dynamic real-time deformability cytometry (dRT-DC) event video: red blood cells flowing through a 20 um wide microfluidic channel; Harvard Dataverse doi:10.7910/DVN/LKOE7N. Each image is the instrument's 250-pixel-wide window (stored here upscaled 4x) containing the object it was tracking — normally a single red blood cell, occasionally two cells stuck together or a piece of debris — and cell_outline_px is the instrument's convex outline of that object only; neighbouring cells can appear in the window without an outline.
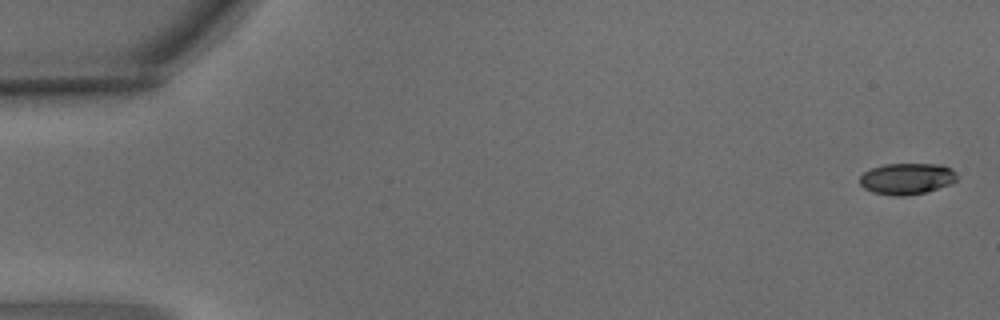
{"species": "common noctule bat (a hibernating species)", "species_latin": "Nyctalus noctula", "temperature_condition": "warm", "stored_images_in_passage": 7, "camera_frame_rate_fps": 3000, "um_per_image_px": 0.085, "animal": {"sex": "male", "body_mass_g": 15.6}, "frame": {"image": 1, "passage_image": 1, "time_ms": 0.0, "image_size_px": [1000, 320], "cell_outline_px": [[960, 176], [952, 184], [924, 192], [904, 196], [892, 196], [872, 192], [864, 188], [860, 184], [860, 176], [864, 172], [872, 168], [884, 164], [940, 164], [952, 168]], "centroid_in_image_um": [77.11, 15.19], "position_along_channel_um": 7.9, "area_um2": 17.92}}
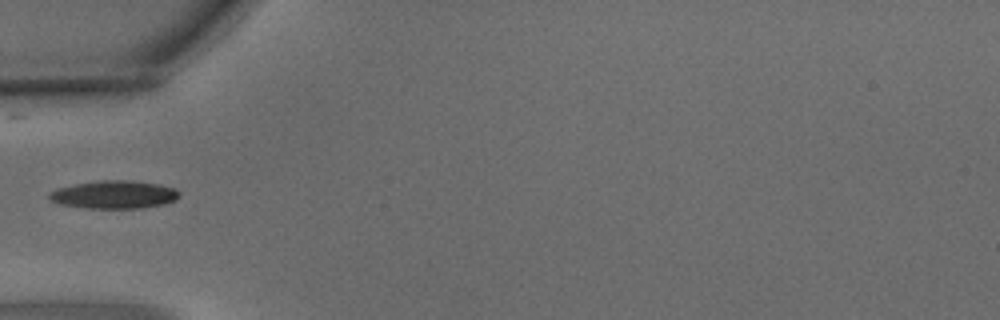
{"frame": {"image": 2, "passage_image": 5, "time_ms": 1.333, "image_size_px": [1000, 320], "cell_outline_px": [[180, 196], [164, 204], [144, 208], [84, 208], [60, 204], [52, 200], [48, 196], [48, 192], [56, 188], [72, 184], [100, 180], [128, 180], [160, 184], [176, 188], [180, 192]], "centroid_in_image_um": [9.69, 16.53], "position_along_channel_um": 75.3, "area_um2": 21.39}}
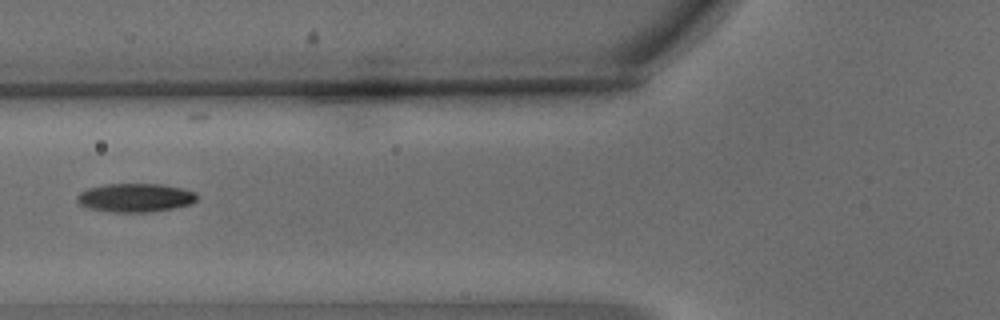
{"frame": {"image": 3, "passage_image": 6, "time_ms": 1.667, "image_size_px": [1000, 320], "cell_outline_px": [[200, 196], [192, 204], [176, 208], [148, 212], [108, 212], [88, 208], [80, 204], [76, 200], [76, 196], [80, 192], [88, 188], [104, 184], [164, 184], [196, 192]], "centroid_in_image_um": [11.52, 16.81], "position_along_channel_um": 114.3, "area_um2": 20.29}}